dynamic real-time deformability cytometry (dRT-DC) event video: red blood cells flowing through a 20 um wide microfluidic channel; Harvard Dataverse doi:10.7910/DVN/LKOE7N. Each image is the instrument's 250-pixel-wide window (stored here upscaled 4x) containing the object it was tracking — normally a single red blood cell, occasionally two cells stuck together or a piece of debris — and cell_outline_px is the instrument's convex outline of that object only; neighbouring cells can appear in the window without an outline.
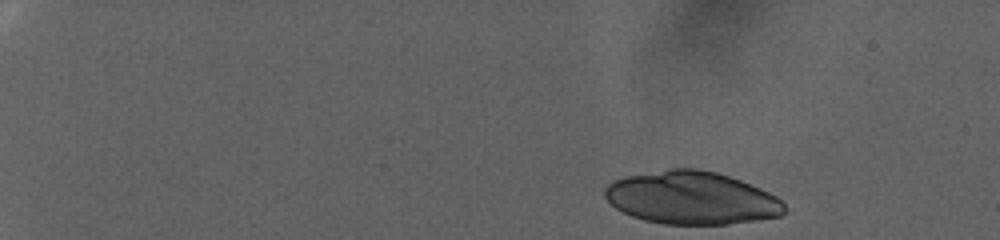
{"species": "human", "species_latin": "Homo sapiens", "temperature_condition": "warm", "stored_images_in_passage": 29, "camera_frame_rate_fps": 3000, "um_per_image_px": 0.085, "donor": {"sex": "female"}, "frame": {"image": 1, "passage_image": 1, "time_ms": 0.0, "image_size_px": [1000, 240], "cell_outline_px": [[784, 212], [780, 216], [756, 220], [728, 224], [664, 224], [644, 220], [632, 216], [616, 208], [604, 196], [604, 188], [612, 180], [628, 176], [668, 168], [696, 168], [716, 172], [740, 180], [760, 188], [776, 196], [784, 204]], "centroid_in_image_um": [58.76, 16.82], "position_along_channel_um": 26.2, "area_um2": 55.14}}